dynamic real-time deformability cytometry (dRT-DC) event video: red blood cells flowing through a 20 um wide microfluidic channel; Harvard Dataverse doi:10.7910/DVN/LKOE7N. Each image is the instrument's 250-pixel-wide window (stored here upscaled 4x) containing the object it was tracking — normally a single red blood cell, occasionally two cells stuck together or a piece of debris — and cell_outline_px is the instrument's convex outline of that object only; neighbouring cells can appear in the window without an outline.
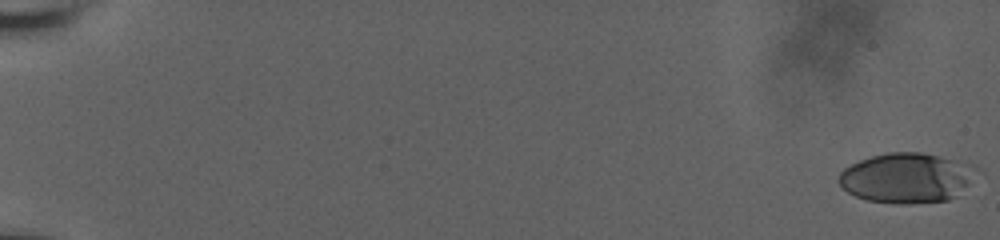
{"species": "human", "species_latin": "Homo sapiens", "temperature_condition": "room temperature", "stored_images_in_passage": 50, "camera_frame_rate_fps": 3000, "um_per_image_px": 0.085, "donor": {"sex": "male"}, "frame": {"image": 1, "passage_image": 1, "time_ms": 0.0, "image_size_px": [1000, 240], "cell_outline_px": [[964, 184], [948, 200], [912, 204], [900, 204], [868, 200], [856, 196], [848, 192], [836, 180], [840, 172], [844, 168], [860, 160], [872, 156], [888, 152], [920, 152], [952, 160], [964, 180]], "centroid_in_image_um": [76.69, 15.15], "position_along_channel_um": 8.3, "area_um2": 37.22}}
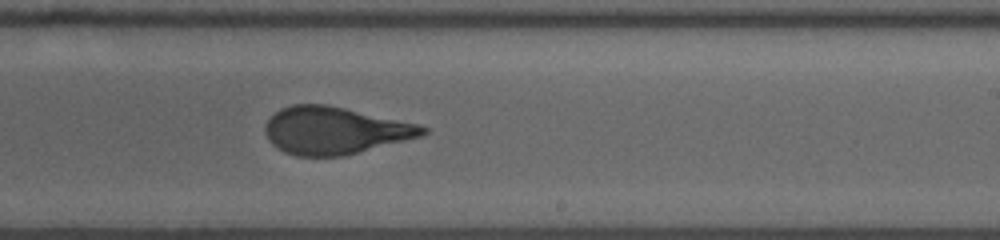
{"frame": {"image": 2, "passage_image": 32, "time_ms": 12.667, "image_size_px": [1000, 240], "cell_outline_px": [[428, 132], [420, 136], [344, 156], [296, 156], [284, 152], [272, 144], [268, 140], [264, 132], [264, 128], [268, 120], [280, 108], [292, 104], [324, 104], [344, 108], [420, 124], [428, 128]], "centroid_in_image_um": [28.43, 11.09], "position_along_channel_um": 260.6, "area_um2": 43.23}}
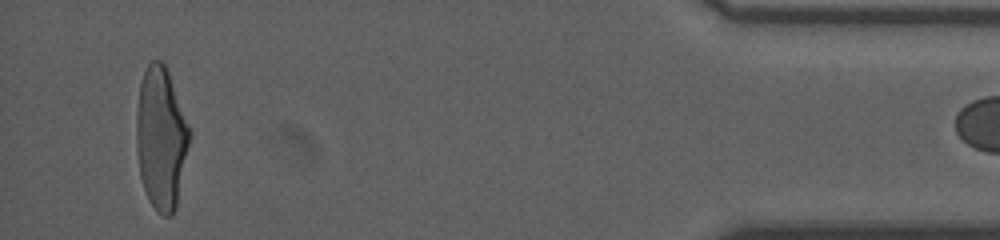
{"frame": {"image": 3, "passage_image": 49, "time_ms": 18.667, "image_size_px": [1000, 240], "cell_outline_px": [[188, 144], [176, 208], [172, 216], [164, 216], [148, 200], [140, 176], [136, 148], [136, 112], [140, 84], [144, 72], [148, 64], [152, 60], [160, 60], [164, 64], [168, 72], [188, 128]], "centroid_in_image_um": [13.64, 11.76], "position_along_channel_um": 421.6, "area_um2": 42.95}}